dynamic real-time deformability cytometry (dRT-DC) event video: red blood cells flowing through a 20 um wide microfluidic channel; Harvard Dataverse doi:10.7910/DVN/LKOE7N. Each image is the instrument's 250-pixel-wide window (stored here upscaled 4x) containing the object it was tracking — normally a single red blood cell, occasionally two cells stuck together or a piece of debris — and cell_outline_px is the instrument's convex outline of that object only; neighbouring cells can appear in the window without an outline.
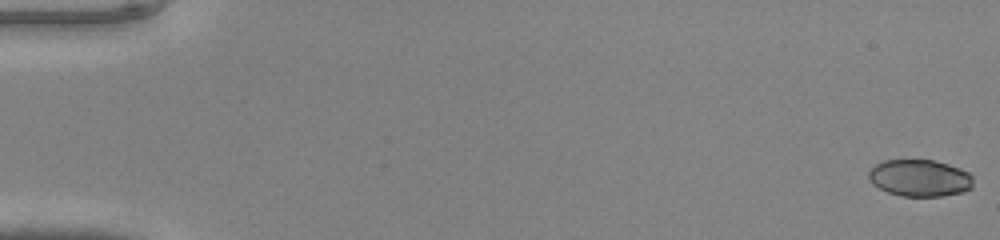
{"species": "common noctule bat (a hibernating species)", "species_latin": "Nyctalus noctula", "temperature_condition": "warm", "stored_images_in_passage": 47, "camera_frame_rate_fps": 3000, "um_per_image_px": 0.085, "animal": {"sex": "male", "body_mass_g": 20.0, "forearm_length_mm": 53.3}, "frame": {"image": 1, "passage_image": 1, "time_ms": 0.0, "image_size_px": [1000, 240], "cell_outline_px": [[972, 188], [964, 192], [944, 196], [904, 196], [888, 192], [872, 184], [868, 176], [868, 172], [876, 164], [884, 160], [932, 160], [948, 164], [960, 168], [968, 172], [972, 176]], "centroid_in_image_um": [78.19, 15.13], "position_along_channel_um": 6.8, "area_um2": 22.48}}
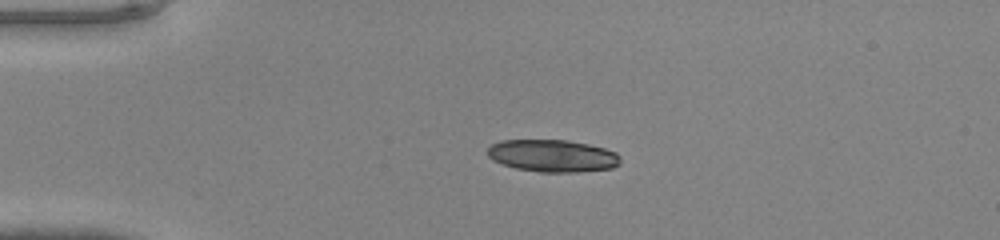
{"frame": {"image": 2, "passage_image": 12, "time_ms": 3.667, "image_size_px": [1000, 240], "cell_outline_px": [[620, 164], [612, 168], [576, 172], [540, 172], [516, 168], [492, 160], [488, 156], [488, 148], [492, 144], [500, 140], [568, 140], [588, 144], [604, 148], [616, 152], [620, 156]], "centroid_in_image_um": [46.98, 13.24], "position_along_channel_um": 38.0, "area_um2": 24.97}}